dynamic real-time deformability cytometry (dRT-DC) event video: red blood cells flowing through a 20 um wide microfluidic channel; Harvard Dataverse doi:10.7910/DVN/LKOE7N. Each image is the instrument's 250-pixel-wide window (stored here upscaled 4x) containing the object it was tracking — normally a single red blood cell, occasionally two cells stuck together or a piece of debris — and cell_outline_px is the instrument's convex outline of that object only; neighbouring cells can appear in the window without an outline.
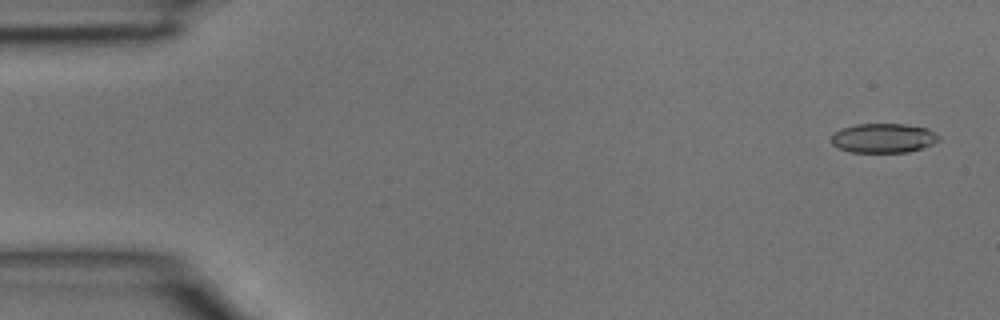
{"species": "common noctule bat (a hibernating species)", "species_latin": "Nyctalus noctula", "temperature_condition": "room temperature", "stored_images_in_passage": 3, "camera_frame_rate_fps": 3000, "um_per_image_px": 0.085, "animal": {"sex": "male", "body_mass_g": 15.6}, "frame": {"image": 1, "passage_image": 1, "time_ms": 0.0, "image_size_px": [1000, 320], "cell_outline_px": [[940, 140], [932, 144], [908, 152], [852, 152], [840, 148], [832, 144], [832, 136], [840, 128], [856, 124], [904, 124], [928, 128], [940, 136]], "centroid_in_image_um": [75.11, 11.73], "position_along_channel_um": 9.9, "area_um2": 18.32}}
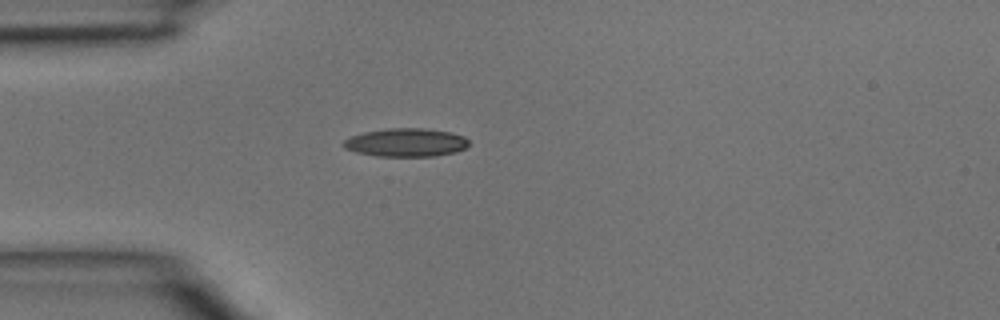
{"frame": {"image": 2, "passage_image": 3, "time_ms": 0.667, "image_size_px": [1000, 320], "cell_outline_px": [[468, 144], [464, 148], [452, 152], [432, 156], [376, 156], [356, 152], [344, 148], [344, 140], [352, 136], [364, 132], [388, 128], [424, 128], [452, 132], [464, 136], [468, 140]], "centroid_in_image_um": [34.5, 12.1], "position_along_channel_um": 50.5, "area_um2": 20.52}}